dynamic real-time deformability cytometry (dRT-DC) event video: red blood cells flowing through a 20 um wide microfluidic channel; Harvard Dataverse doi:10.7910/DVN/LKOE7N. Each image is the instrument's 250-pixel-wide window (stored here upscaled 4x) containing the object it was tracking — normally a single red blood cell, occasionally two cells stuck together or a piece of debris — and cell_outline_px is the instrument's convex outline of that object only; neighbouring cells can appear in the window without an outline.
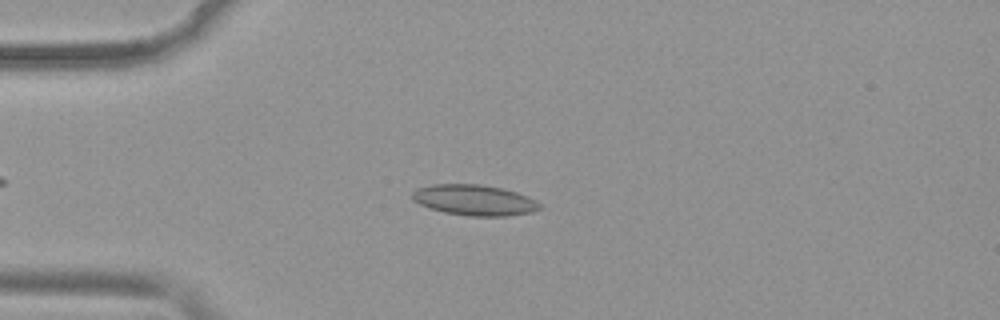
{"species": "common noctule bat (a hibernating species)", "species_latin": "Nyctalus noctula", "temperature_condition": "warm", "stored_images_in_passage": 42, "camera_frame_rate_fps": 3000, "um_per_image_px": 0.085, "animal": {"sex": "female", "body_mass_g": 19.9}, "frame": {"image": 1, "passage_image": 8, "time_ms": 2.333, "image_size_px": [1000, 320], "cell_outline_px": [[544, 208], [532, 212], [508, 216], [468, 216], [444, 212], [428, 208], [412, 200], [412, 192], [416, 188], [432, 184], [480, 184], [504, 188], [528, 196], [536, 200]], "centroid_in_image_um": [40.33, 17.01], "position_along_channel_um": 44.7, "area_um2": 23.12}}
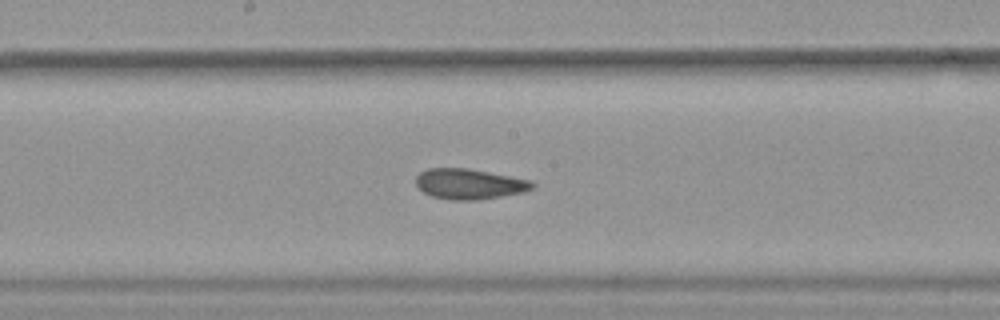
{"frame": {"image": 2, "passage_image": 22, "time_ms": 7.0, "image_size_px": [1000, 320], "cell_outline_px": [[536, 188], [524, 192], [476, 200], [452, 200], [432, 196], [424, 192], [416, 184], [416, 176], [420, 172], [428, 168], [468, 168], [532, 180], [536, 184]], "centroid_in_image_um": [39.93, 15.63], "position_along_channel_um": 208.3, "area_um2": 20.69}}
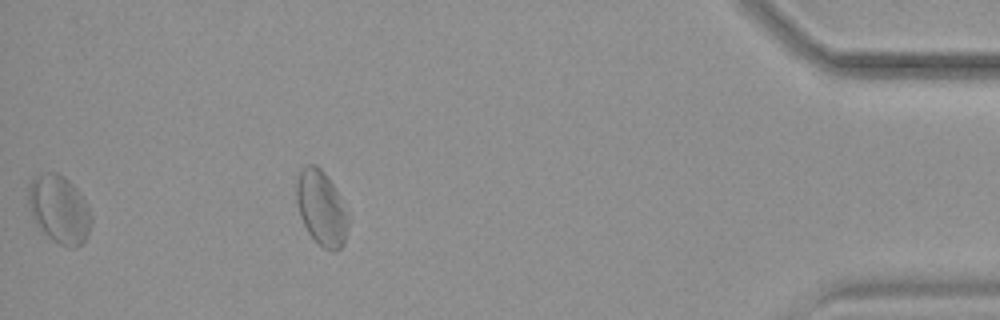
{"frame": {"image": 3, "passage_image": 41, "time_ms": 13.333, "image_size_px": [1000, 320], "cell_outline_px": [[92, 224], [84, 240], [76, 248], [72, 248], [60, 244], [52, 240], [44, 232], [36, 220], [28, 204], [28, 184], [32, 176], [44, 172], [56, 172], [64, 176], [76, 188], [84, 200], [92, 216]], "centroid_in_image_um": [5.03, 17.75], "position_along_channel_um": 430.2, "area_um2": 24.68}, "authors_computed_cell_mechanics": {"area_um2": 21.2704, "velocity_mm_per_s": 3.9442, "shape_relaxation_time_tau1_ms": null, "shape_relaxation_time_tau2_ms": 2.6765, "deformation_change_tau1": null, "deformation_change_tau2": 0.0966}}